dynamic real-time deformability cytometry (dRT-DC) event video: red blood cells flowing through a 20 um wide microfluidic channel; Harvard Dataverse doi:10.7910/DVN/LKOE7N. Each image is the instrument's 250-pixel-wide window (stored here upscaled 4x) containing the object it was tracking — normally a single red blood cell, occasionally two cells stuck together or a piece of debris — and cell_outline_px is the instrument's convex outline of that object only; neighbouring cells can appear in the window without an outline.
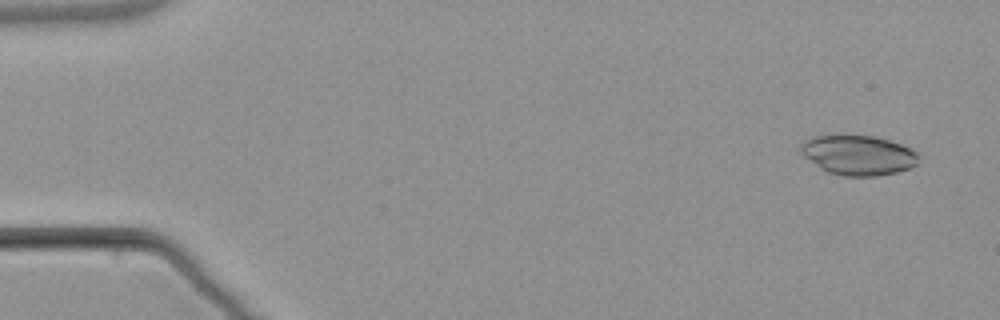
{"species": "common noctule bat (a hibernating species)", "species_latin": "Nyctalus noctula", "temperature_condition": "warm", "stored_images_in_passage": 5, "camera_frame_rate_fps": 3000, "um_per_image_px": 0.085, "animal": {"sex": "male", "body_mass_g": 21.5, "forearm_length_mm": 52.0}, "frame": {"image": 1, "passage_image": 1, "time_ms": 0.0, "image_size_px": [1000, 320], "cell_outline_px": [[920, 156], [916, 164], [912, 168], [896, 172], [876, 176], [844, 176], [828, 172], [820, 168], [804, 156], [800, 152], [800, 144], [808, 136], [836, 132], [876, 136], [912, 148], [920, 152]], "centroid_in_image_um": [72.92, 13.13], "position_along_channel_um": 12.1, "area_um2": 28.5}}